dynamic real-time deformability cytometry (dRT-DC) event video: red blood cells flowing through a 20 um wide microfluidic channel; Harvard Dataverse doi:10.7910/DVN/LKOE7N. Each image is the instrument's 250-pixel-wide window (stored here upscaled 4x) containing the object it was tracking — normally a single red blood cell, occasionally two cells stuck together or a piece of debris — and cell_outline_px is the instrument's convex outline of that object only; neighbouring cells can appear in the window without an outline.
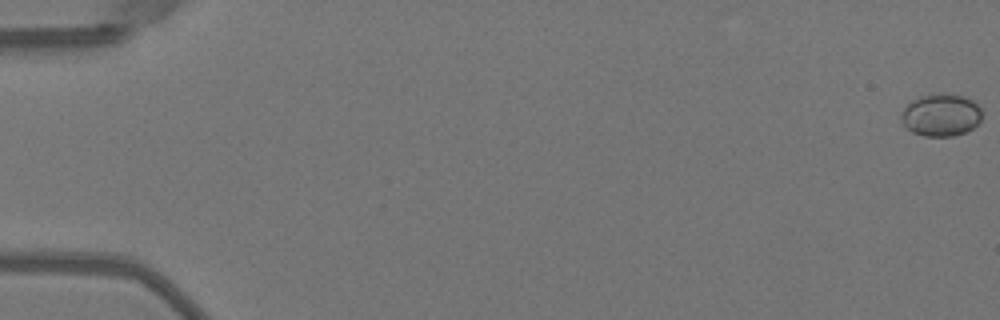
{"species": "Egyptian fruit bat (a non-hibernating species)", "species_latin": "Rousettus aegyptiacus", "temperature_condition": "warm", "stored_images_in_passage": 52, "camera_frame_rate_fps": 3000, "um_per_image_px": 0.085, "animal": {"sex": "female"}, "frame": {"image": 1, "passage_image": 1, "time_ms": 0.0, "image_size_px": [1000, 320], "cell_outline_px": [[980, 120], [972, 128], [964, 132], [952, 136], [924, 136], [912, 132], [900, 120], [900, 116], [904, 108], [912, 100], [920, 96], [940, 92], [944, 92], [964, 96], [976, 100], [980, 108]], "centroid_in_image_um": [79.98, 9.74], "position_along_channel_um": 5.0, "area_um2": 20.11}}
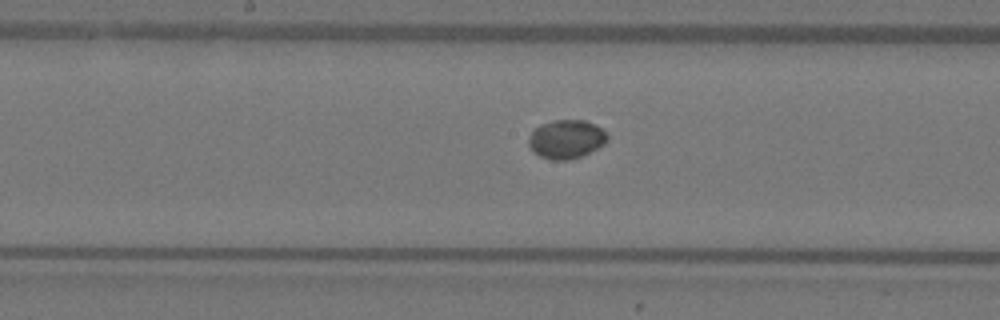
{"frame": {"image": 2, "passage_image": 28, "time_ms": 9.0, "image_size_px": [1000, 320], "cell_outline_px": [[608, 140], [604, 144], [580, 156], [568, 160], [552, 160], [540, 156], [532, 152], [528, 144], [528, 136], [540, 124], [556, 120], [584, 120], [596, 124], [604, 128], [608, 132]], "centroid_in_image_um": [48.14, 11.82], "position_along_channel_um": 200.1, "area_um2": 17.92}}
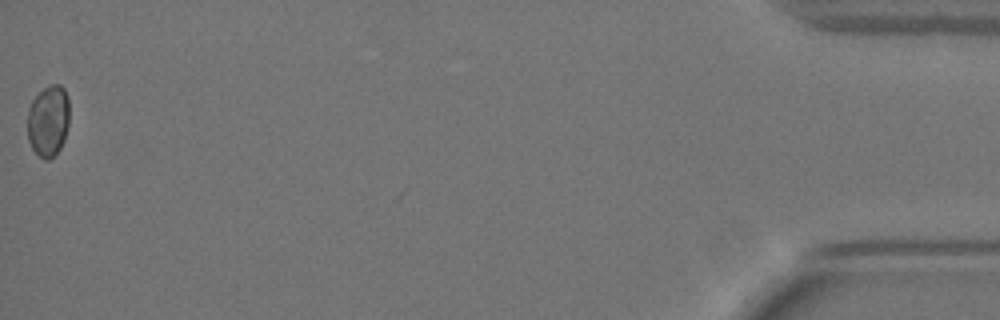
{"frame": {"image": 3, "passage_image": 52, "time_ms": 17.0, "image_size_px": [1000, 320], "cell_outline_px": [[68, 124], [64, 140], [60, 148], [48, 160], [44, 160], [32, 148], [28, 140], [28, 108], [32, 100], [48, 84], [60, 84], [64, 88], [68, 96]], "centroid_in_image_um": [4.1, 10.24], "position_along_channel_um": 431.1, "area_um2": 17.4}}